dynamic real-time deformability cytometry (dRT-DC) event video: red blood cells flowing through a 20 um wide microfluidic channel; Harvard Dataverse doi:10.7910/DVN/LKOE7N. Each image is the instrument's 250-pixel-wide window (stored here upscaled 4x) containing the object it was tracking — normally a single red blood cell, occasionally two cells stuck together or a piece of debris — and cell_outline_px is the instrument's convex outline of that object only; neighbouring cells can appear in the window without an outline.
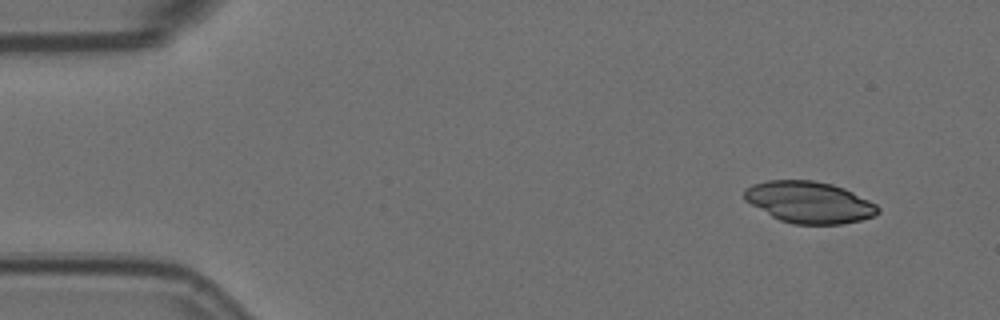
{"species": "Egyptian fruit bat (a non-hibernating species)", "species_latin": "Rousettus aegyptiacus", "temperature_condition": "room temperature", "stored_images_in_passage": 4, "camera_frame_rate_fps": 3000, "um_per_image_px": 0.085, "animal": {"sex": "female"}, "frame": {"image": 1, "passage_image": 1, "time_ms": 0.0, "image_size_px": [1000, 320], "cell_outline_px": [[880, 212], [876, 216], [860, 220], [840, 224], [792, 224], [780, 220], [772, 216], [744, 200], [744, 188], [752, 184], [768, 180], [812, 180], [832, 184], [844, 188], [876, 204], [880, 208]], "centroid_in_image_um": [68.78, 17.19], "position_along_channel_um": 16.2, "area_um2": 32.37}}